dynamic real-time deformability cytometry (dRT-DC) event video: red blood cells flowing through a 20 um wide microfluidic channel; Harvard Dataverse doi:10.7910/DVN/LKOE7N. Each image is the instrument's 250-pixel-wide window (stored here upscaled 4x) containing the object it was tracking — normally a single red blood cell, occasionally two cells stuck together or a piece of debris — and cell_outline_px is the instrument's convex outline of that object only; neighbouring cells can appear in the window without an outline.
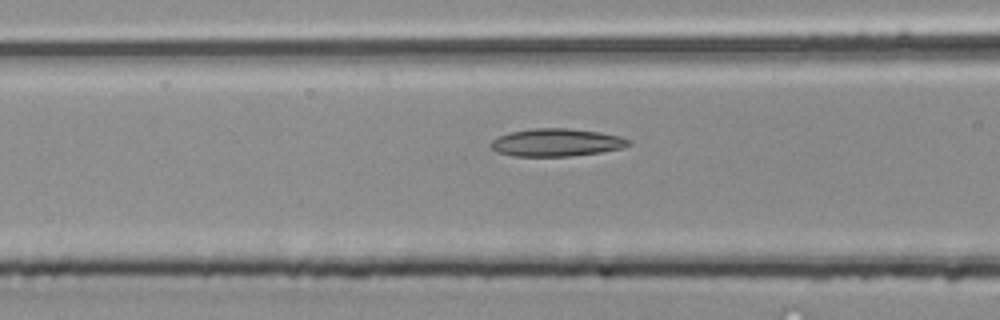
{"species": "common noctule bat (a hibernating species)", "species_latin": "Nyctalus noctula", "temperature_condition": "room temperature", "stored_images_in_passage": 30, "camera_frame_rate_fps": 3000, "um_per_image_px": 0.085, "animal": {"sex": "male", "body_mass_g": 20.4}, "frame": {"image": 1, "passage_image": 9, "time_ms": 2.667, "image_size_px": [1000, 320], "cell_outline_px": [[632, 144], [620, 148], [600, 152], [568, 156], [512, 156], [496, 152], [488, 144], [492, 140], [500, 136], [512, 132], [532, 128], [568, 128], [600, 132], [620, 136], [632, 140]], "centroid_in_image_um": [47.3, 12.11], "position_along_channel_um": 119.3, "area_um2": 22.25}}
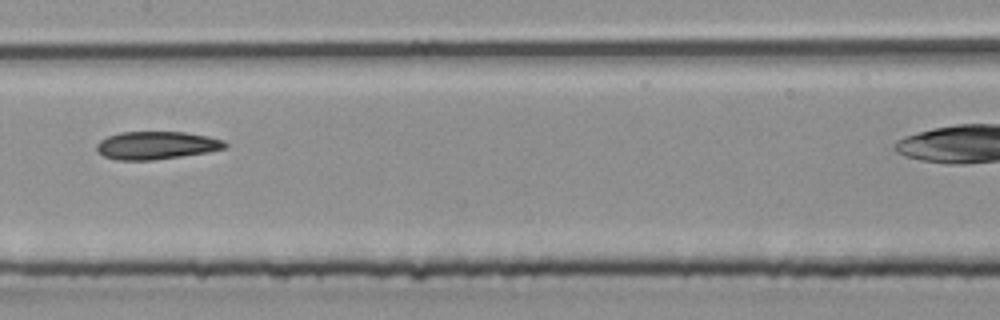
{"frame": {"image": 2, "passage_image": 14, "time_ms": 4.333, "image_size_px": [1000, 320], "cell_outline_px": [[228, 148], [208, 152], [152, 160], [116, 160], [104, 156], [96, 152], [96, 144], [100, 140], [108, 136], [120, 132], [184, 132], [208, 136], [224, 140], [228, 144]], "centroid_in_image_um": [13.29, 12.35], "position_along_channel_um": 194.1, "area_um2": 20.98}}
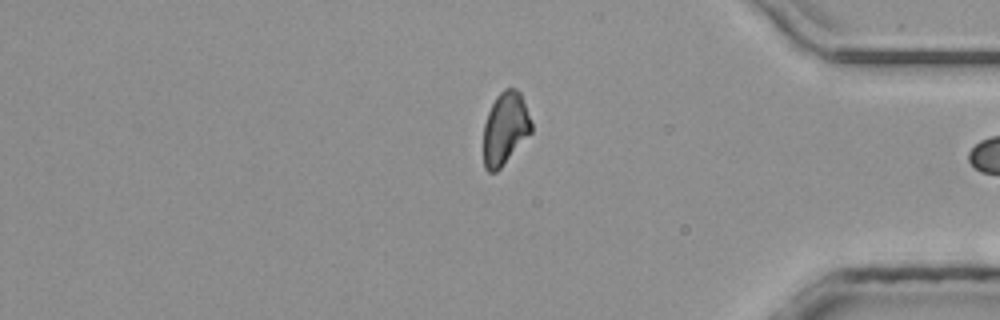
{"frame": {"image": 3, "passage_image": 29, "time_ms": 9.333, "image_size_px": [1000, 320], "cell_outline_px": [[532, 132], [500, 168], [496, 172], [488, 172], [484, 168], [484, 124], [488, 112], [496, 96], [504, 88], [516, 88], [520, 92], [532, 124]], "centroid_in_image_um": [42.93, 10.91], "position_along_channel_um": 392.3, "area_um2": 20.11}}